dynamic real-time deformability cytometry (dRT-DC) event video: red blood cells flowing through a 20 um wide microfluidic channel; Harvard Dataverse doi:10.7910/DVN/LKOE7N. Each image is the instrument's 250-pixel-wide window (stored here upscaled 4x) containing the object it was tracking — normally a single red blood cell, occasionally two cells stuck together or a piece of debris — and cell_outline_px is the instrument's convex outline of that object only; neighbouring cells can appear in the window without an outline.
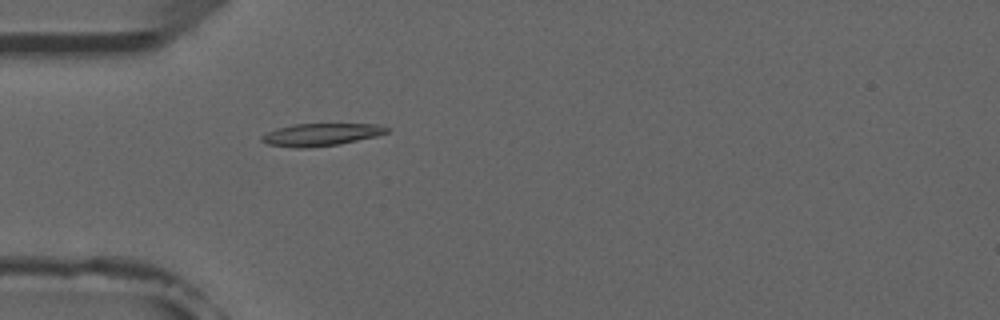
{"species": "common noctule bat (a hibernating species)", "species_latin": "Nyctalus noctula", "temperature_condition": "room temperature", "stored_images_in_passage": 5, "camera_frame_rate_fps": 3000, "um_per_image_px": 0.085, "animal": {"sex": "male", "forearm_length_mm": 52.5}, "frame": {"image": 1, "passage_image": 5, "time_ms": 4.667, "image_size_px": [1000, 320], "cell_outline_px": [[392, 128], [388, 132], [376, 136], [340, 144], [308, 148], [296, 148], [268, 144], [260, 140], [260, 136], [276, 128], [296, 124], [380, 124]], "centroid_in_image_um": [27.31, 11.44], "position_along_channel_um": 57.7, "area_um2": 16.47}}